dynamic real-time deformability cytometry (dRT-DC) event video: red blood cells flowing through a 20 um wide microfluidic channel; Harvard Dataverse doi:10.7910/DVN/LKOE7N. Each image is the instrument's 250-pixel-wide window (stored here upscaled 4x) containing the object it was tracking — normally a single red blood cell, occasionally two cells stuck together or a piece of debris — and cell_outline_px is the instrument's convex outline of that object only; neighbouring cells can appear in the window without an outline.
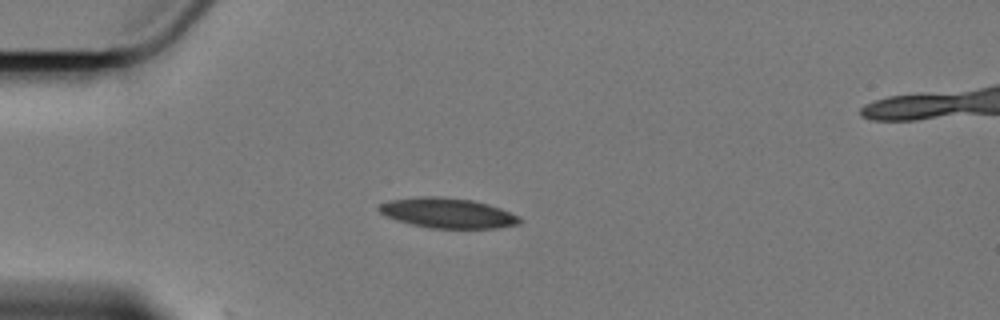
{"species": "Egyptian fruit bat (a non-hibernating species)", "species_latin": "Rousettus aegyptiacus", "temperature_condition": "cold", "stored_images_in_passage": 7, "camera_frame_rate_fps": 3000, "um_per_image_px": 0.085, "animal": {"sex": "female"}, "frame": {"image": 1, "passage_image": 5, "time_ms": 4.667, "image_size_px": [1000, 320], "cell_outline_px": [[520, 224], [496, 228], [432, 228], [412, 224], [396, 220], [380, 212], [376, 208], [380, 204], [388, 200], [420, 196], [440, 196], [472, 200], [488, 204], [500, 208], [520, 216]], "centroid_in_image_um": [38.04, 18.1], "position_along_channel_um": 47.0, "area_um2": 24.62}}
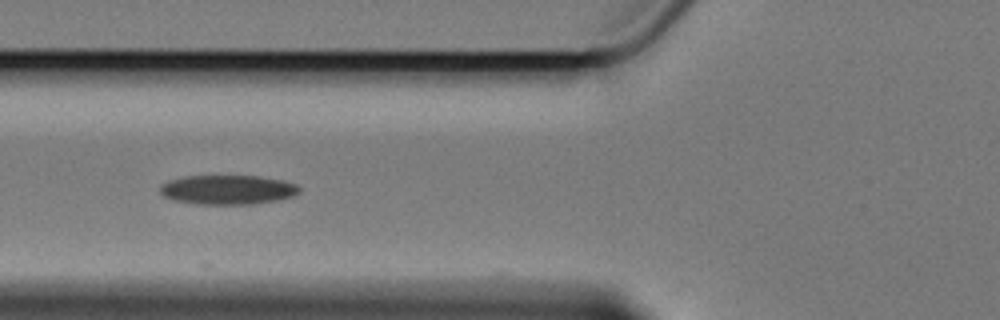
{"frame": {"image": 2, "passage_image": 7, "time_ms": 7.0, "image_size_px": [1000, 320], "cell_outline_px": [[300, 192], [292, 196], [280, 200], [252, 204], [196, 204], [172, 200], [164, 196], [160, 192], [160, 184], [168, 180], [184, 176], [256, 176], [280, 180], [296, 184], [300, 188]], "centroid_in_image_um": [19.32, 16.13], "position_along_channel_um": 106.5, "area_um2": 23.93}}